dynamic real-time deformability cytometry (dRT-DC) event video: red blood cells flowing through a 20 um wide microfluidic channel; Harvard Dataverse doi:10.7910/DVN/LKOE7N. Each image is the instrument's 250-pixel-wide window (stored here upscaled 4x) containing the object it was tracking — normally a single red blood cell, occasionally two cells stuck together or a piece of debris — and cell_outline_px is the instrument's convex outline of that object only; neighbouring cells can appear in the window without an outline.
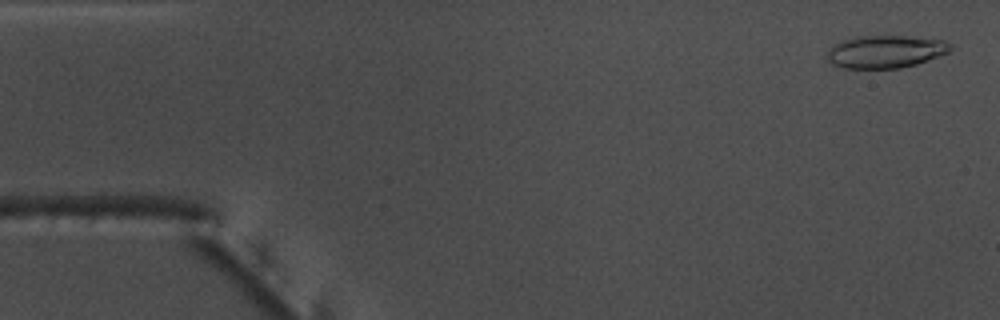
{"species": "common noctule bat (a hibernating species)", "species_latin": "Nyctalus noctula", "temperature_condition": "warm", "stored_images_in_passage": 53, "camera_frame_rate_fps": 3000, "um_per_image_px": 0.085, "animal": {"sex": "male", "body_mass_g": 17.5, "forearm_length_mm": 52.3}, "frame": {"image": 1, "passage_image": 2, "time_ms": 0.333, "image_size_px": [1000, 320], "cell_outline_px": [[952, 48], [948, 52], [916, 64], [900, 68], [844, 68], [828, 60], [828, 52], [840, 40], [856, 36], [908, 36], [944, 40], [952, 44]], "centroid_in_image_um": [75.3, 4.37], "position_along_channel_um": 9.7, "area_um2": 23.18}}
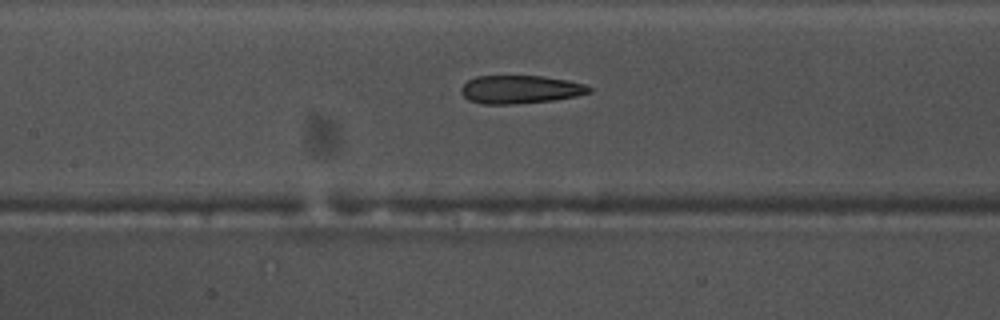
{"frame": {"image": 2, "passage_image": 24, "time_ms": 7.667, "image_size_px": [1000, 320], "cell_outline_px": [[592, 92], [576, 96], [552, 100], [516, 104], [484, 104], [468, 100], [460, 92], [460, 88], [468, 80], [476, 76], [540, 76], [568, 80], [584, 84], [592, 88]], "centroid_in_image_um": [44.21, 7.6], "position_along_channel_um": 163.2, "area_um2": 21.04}}
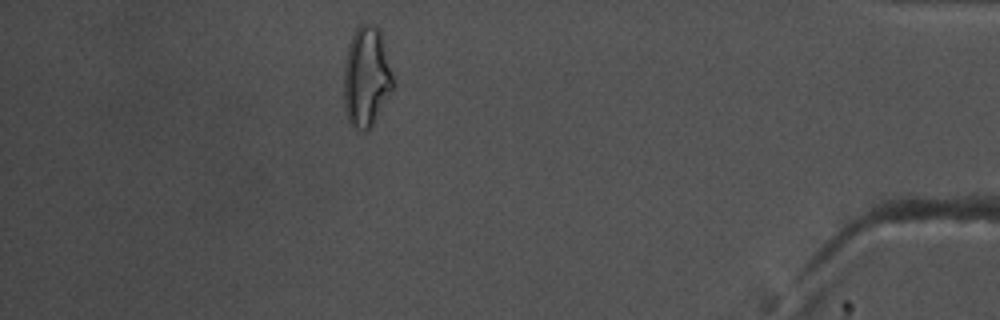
{"frame": {"image": 3, "passage_image": 47, "time_ms": 15.333, "image_size_px": [1000, 320], "cell_outline_px": [[396, 88], [368, 132], [364, 132], [356, 128], [348, 120], [344, 108], [344, 64], [348, 44], [356, 28], [360, 24], [376, 24], [380, 28], [396, 84]], "centroid_in_image_um": [31.18, 6.54], "position_along_channel_um": 404.0, "area_um2": 29.65}, "authors_computed_cell_mechanics": {"area_um2": 22.6576, "velocity_mm_per_s": 3.8085, "shape_relaxation_time_tau1_ms": 5.201, "shape_relaxation_time_tau2_ms": 1.7356, "deformation_change_tau1": 0.1831, "deformation_change_tau2": 0.1172}}